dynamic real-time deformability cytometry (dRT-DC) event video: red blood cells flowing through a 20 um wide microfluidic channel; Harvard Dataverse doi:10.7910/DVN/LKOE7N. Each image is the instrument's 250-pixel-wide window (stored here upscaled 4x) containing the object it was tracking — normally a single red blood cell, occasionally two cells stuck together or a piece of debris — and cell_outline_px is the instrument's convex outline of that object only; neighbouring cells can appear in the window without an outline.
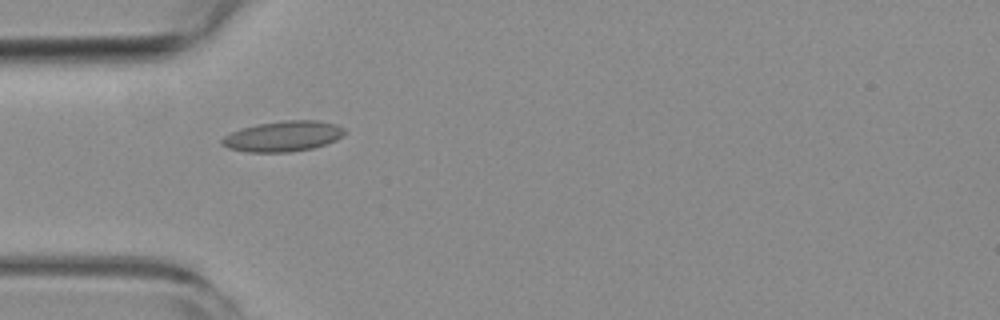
{"species": "common noctule bat (a hibernating species)", "species_latin": "Nyctalus noctula", "temperature_condition": "room temperature", "stored_images_in_passage": 48, "camera_frame_rate_fps": 3000, "um_per_image_px": 0.085, "animal": {"sex": "female", "body_mass_g": 19.3, "forearm_length_mm": 54.1}, "frame": {"image": 1, "passage_image": 11, "time_ms": 3.333, "image_size_px": [1000, 320], "cell_outline_px": [[344, 132], [336, 140], [312, 148], [288, 152], [248, 152], [228, 148], [220, 144], [220, 140], [224, 136], [232, 132], [256, 124], [284, 120], [316, 120], [336, 124], [344, 128]], "centroid_in_image_um": [24.03, 11.58], "position_along_channel_um": 61.0, "area_um2": 21.62}}
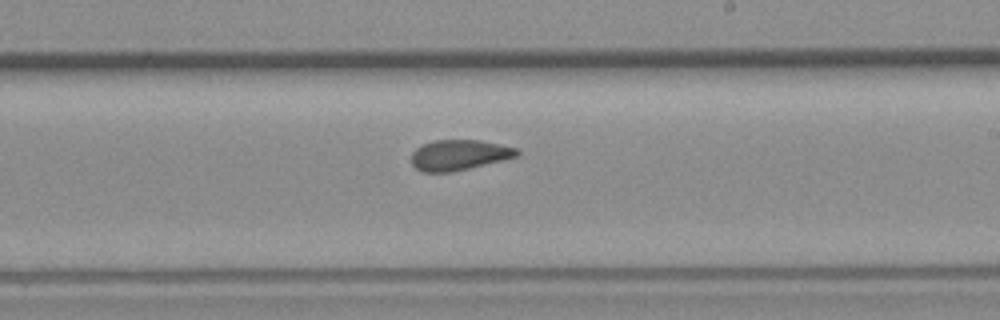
{"frame": {"image": 2, "passage_image": 26, "time_ms": 8.333, "image_size_px": [1000, 320], "cell_outline_px": [[520, 156], [504, 160], [452, 172], [420, 172], [412, 164], [412, 152], [416, 148], [424, 144], [436, 140], [480, 140], [500, 144], [516, 148], [520, 152]], "centroid_in_image_um": [39.05, 13.18], "position_along_channel_um": 250.0, "area_um2": 18.79}}
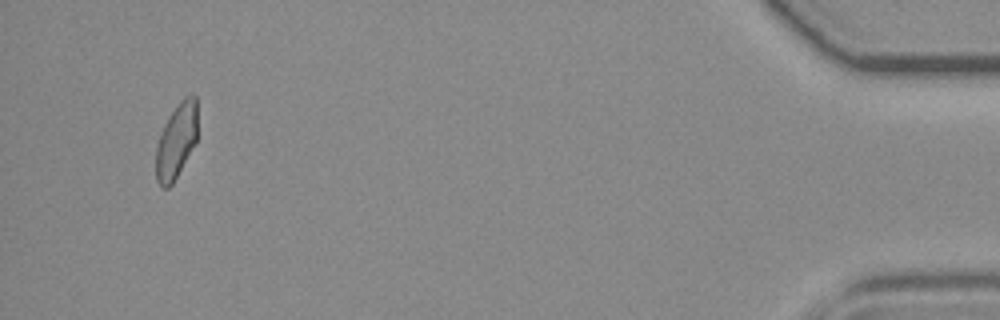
{"frame": {"image": 3, "passage_image": 46, "time_ms": 15.0, "image_size_px": [1000, 320], "cell_outline_px": [[196, 140], [172, 184], [168, 188], [160, 188], [156, 180], [156, 148], [160, 132], [168, 116], [180, 100], [184, 96], [192, 92], [196, 96]], "centroid_in_image_um": [14.96, 11.95], "position_along_channel_um": 420.2, "area_um2": 18.09}, "authors_computed_cell_mechanics": {"area_um2": 19.2474, "velocity_mm_per_s": 3.8051, "shape_relaxation_time_tau1_ms": null, "shape_relaxation_time_tau2_ms": 1.3871, "deformation_change_tau1": null, "deformation_change_tau2": 0.0825}}